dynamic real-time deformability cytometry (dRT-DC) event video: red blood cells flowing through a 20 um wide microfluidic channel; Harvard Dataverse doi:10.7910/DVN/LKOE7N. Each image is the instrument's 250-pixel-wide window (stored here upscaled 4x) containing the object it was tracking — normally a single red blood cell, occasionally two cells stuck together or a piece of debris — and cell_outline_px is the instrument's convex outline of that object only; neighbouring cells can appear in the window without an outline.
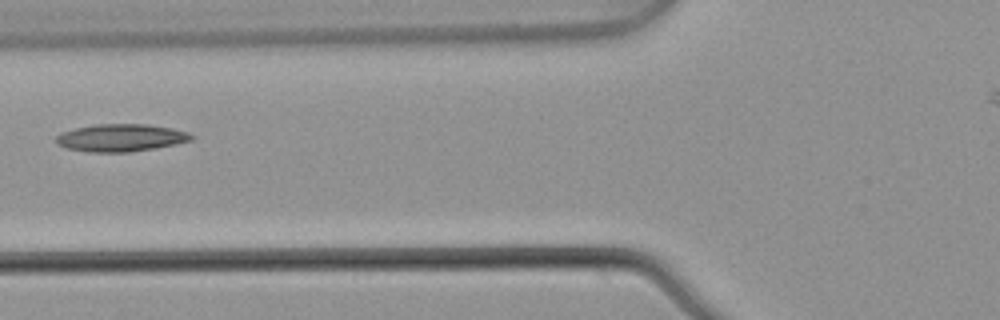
{"species": "common noctule bat (a hibernating species)", "species_latin": "Nyctalus noctula", "temperature_condition": "warm", "stored_images_in_passage": 3, "camera_frame_rate_fps": 3000, "um_per_image_px": 0.085, "animal": {"sex": "male", "body_mass_g": 21.5, "forearm_length_mm": 52.0}, "frame": {"image": 1, "passage_image": 3, "time_ms": 0.667, "image_size_px": [1000, 320], "cell_outline_px": [[196, 136], [192, 140], [176, 144], [128, 152], [88, 152], [68, 148], [56, 144], [56, 136], [60, 132], [76, 128], [96, 124], [148, 124], [172, 128], [188, 132]], "centroid_in_image_um": [10.28, 11.7], "position_along_channel_um": 115.5, "area_um2": 21.68}}